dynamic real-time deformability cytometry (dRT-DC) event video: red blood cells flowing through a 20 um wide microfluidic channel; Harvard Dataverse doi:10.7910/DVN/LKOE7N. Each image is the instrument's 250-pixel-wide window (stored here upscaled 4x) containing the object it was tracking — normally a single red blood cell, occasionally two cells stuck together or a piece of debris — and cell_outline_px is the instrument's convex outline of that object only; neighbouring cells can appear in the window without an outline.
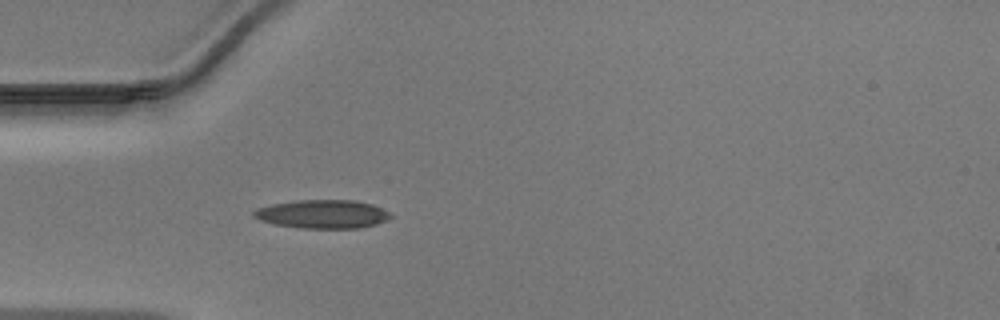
{"species": "Egyptian fruit bat (a non-hibernating species)", "species_latin": "Rousettus aegyptiacus", "temperature_condition": "warm", "stored_images_in_passage": 35, "camera_frame_rate_fps": 3000, "um_per_image_px": 0.085, "animal": {"sex": "male"}, "frame": {"image": 1, "passage_image": 1, "time_ms": 0.0, "image_size_px": [1000, 320], "cell_outline_px": [[392, 216], [376, 224], [360, 228], [300, 228], [276, 224], [260, 220], [252, 216], [252, 212], [256, 208], [272, 204], [296, 200], [356, 200], [372, 204], [388, 212]], "centroid_in_image_um": [27.38, 18.19], "position_along_channel_um": 57.6, "area_um2": 22.66}}
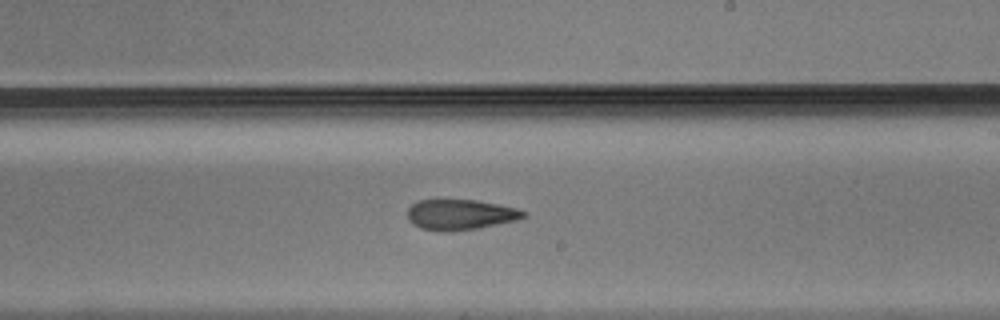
{"frame": {"image": 2, "passage_image": 15, "time_ms": 4.667, "image_size_px": [1000, 320], "cell_outline_px": [[528, 216], [516, 220], [476, 228], [448, 232], [444, 232], [420, 228], [412, 224], [408, 220], [408, 208], [416, 200], [476, 200], [516, 208], [528, 212]], "centroid_in_image_um": [39.11, 18.24], "position_along_channel_um": 249.9, "area_um2": 20.58}}
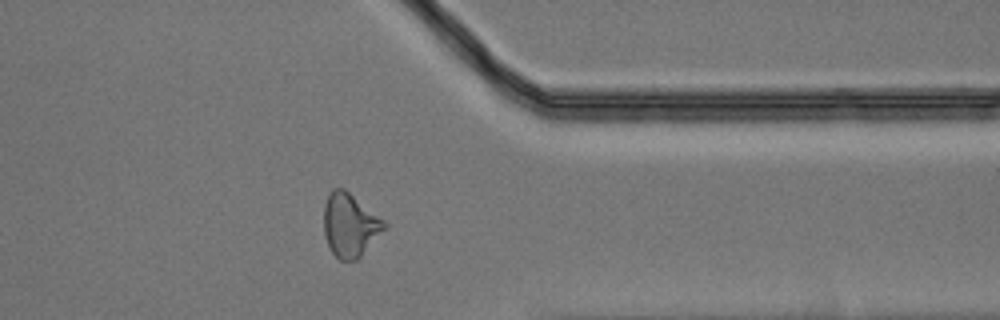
{"frame": {"image": 3, "passage_image": 25, "time_ms": 8.0, "image_size_px": [1000, 320], "cell_outline_px": [[388, 224], [360, 256], [356, 260], [340, 260], [332, 252], [328, 244], [324, 232], [324, 204], [332, 188], [344, 188], [384, 220]], "centroid_in_image_um": [29.72, 19.11], "position_along_channel_um": 381.7, "area_um2": 21.91}}